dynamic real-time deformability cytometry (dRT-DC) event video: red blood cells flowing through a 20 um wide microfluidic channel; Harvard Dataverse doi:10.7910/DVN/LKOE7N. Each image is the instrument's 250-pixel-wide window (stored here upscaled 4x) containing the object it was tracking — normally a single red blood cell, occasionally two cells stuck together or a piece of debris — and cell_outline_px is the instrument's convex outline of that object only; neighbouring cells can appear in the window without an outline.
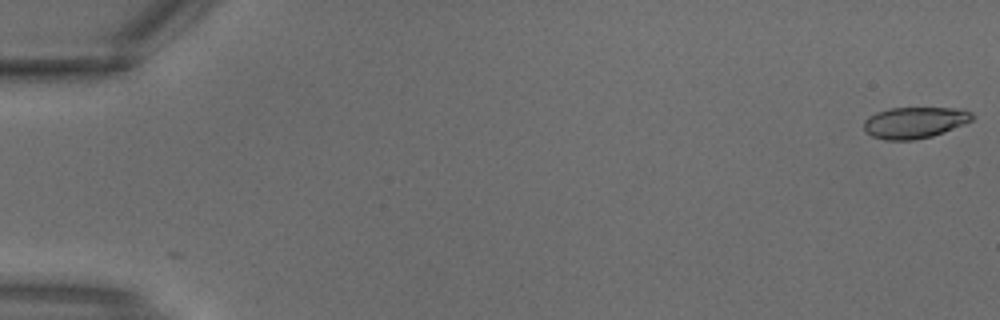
{"species": "common noctule bat (a hibernating species)", "species_latin": "Nyctalus noctula", "temperature_condition": "warm", "stored_images_in_passage": 3, "camera_frame_rate_fps": 3000, "um_per_image_px": 0.085, "animal": {"sex": "male", "body_mass_g": 18.8}, "frame": {"image": 1, "passage_image": 1, "time_ms": 0.0, "image_size_px": [1000, 320], "cell_outline_px": [[972, 120], [964, 124], [932, 136], [912, 140], [884, 140], [872, 136], [864, 132], [864, 120], [868, 116], [876, 112], [888, 108], [964, 108], [972, 112]], "centroid_in_image_um": [77.71, 10.41], "position_along_channel_um": 7.3, "area_um2": 19.88}}
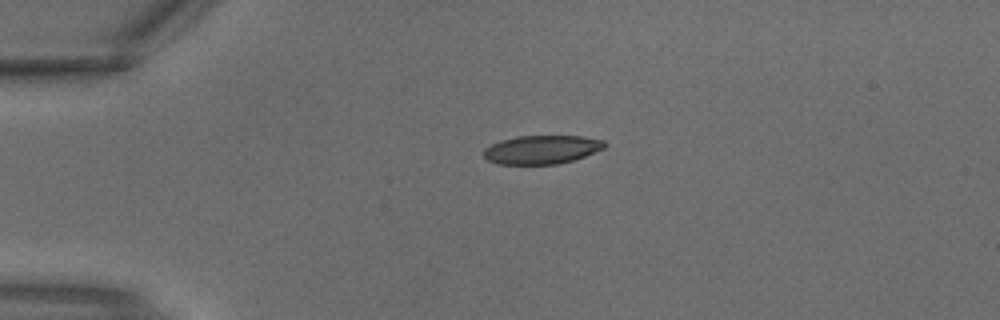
{"frame": {"image": 2, "passage_image": 3, "time_ms": 0.667, "image_size_px": [1000, 320], "cell_outline_px": [[608, 144], [604, 148], [584, 156], [572, 160], [556, 164], [496, 164], [488, 160], [484, 156], [484, 148], [500, 140], [516, 136], [584, 136], [604, 140]], "centroid_in_image_um": [46.05, 12.71], "position_along_channel_um": 39.0, "area_um2": 20.17}}